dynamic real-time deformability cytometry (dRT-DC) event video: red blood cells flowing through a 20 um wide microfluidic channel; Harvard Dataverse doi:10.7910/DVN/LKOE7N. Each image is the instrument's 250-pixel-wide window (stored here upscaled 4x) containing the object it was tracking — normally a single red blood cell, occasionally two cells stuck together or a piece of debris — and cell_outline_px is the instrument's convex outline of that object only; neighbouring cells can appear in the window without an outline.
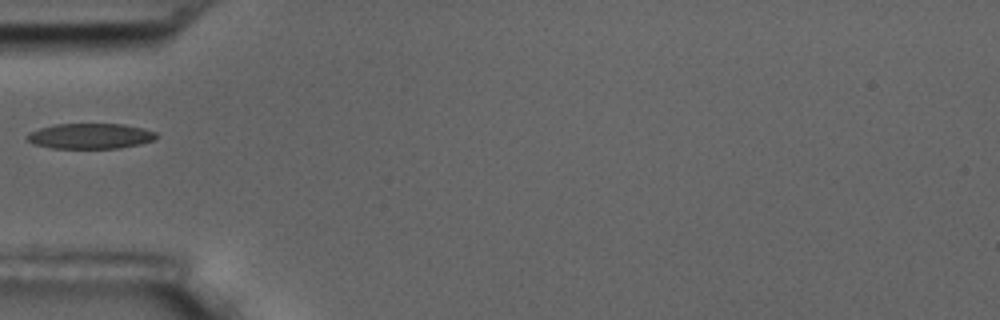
{"species": "common noctule bat (a hibernating species)", "species_latin": "Nyctalus noctula", "temperature_condition": "room temperature", "stored_images_in_passage": 11, "camera_frame_rate_fps": 3000, "um_per_image_px": 0.085, "animal": {"sex": "male", "body_mass_g": 17.5, "forearm_length_mm": 52.3}, "frame": {"image": 1, "passage_image": 1, "time_ms": 0.0, "image_size_px": [1000, 320], "cell_outline_px": [[156, 136], [152, 140], [140, 144], [120, 148], [52, 148], [32, 144], [24, 136], [40, 128], [56, 124], [124, 124], [156, 132]], "centroid_in_image_um": [7.64, 11.57], "position_along_channel_um": 77.4, "area_um2": 18.96}}
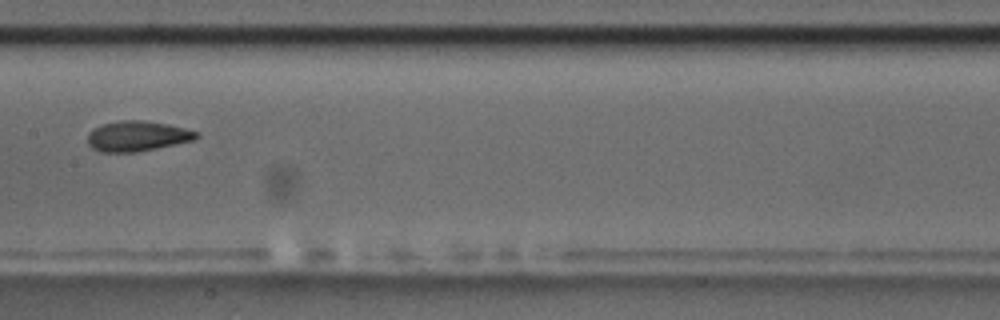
{"frame": {"image": 2, "passage_image": 4, "time_ms": 3.333, "image_size_px": [1000, 320], "cell_outline_px": [[200, 136], [192, 140], [156, 148], [136, 152], [100, 152], [92, 148], [88, 144], [88, 132], [104, 124], [120, 120], [144, 120], [168, 124], [184, 128], [196, 132]], "centroid_in_image_um": [11.64, 11.57], "position_along_channel_um": 195.8, "area_um2": 18.96}}
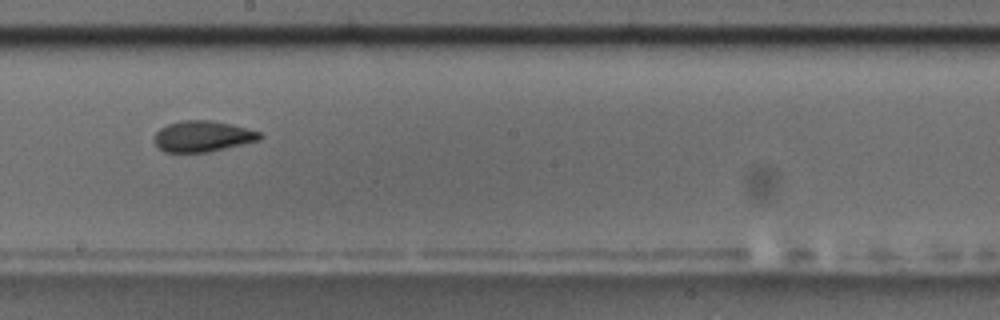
{"frame": {"image": 3, "passage_image": 5, "time_ms": 4.333, "image_size_px": [1000, 320], "cell_outline_px": [[260, 140], [208, 152], [164, 152], [152, 140], [156, 132], [160, 128], [168, 124], [180, 120], [212, 120], [260, 132]], "centroid_in_image_um": [17.16, 11.58], "position_along_channel_um": 231.0, "area_um2": 18.84}}